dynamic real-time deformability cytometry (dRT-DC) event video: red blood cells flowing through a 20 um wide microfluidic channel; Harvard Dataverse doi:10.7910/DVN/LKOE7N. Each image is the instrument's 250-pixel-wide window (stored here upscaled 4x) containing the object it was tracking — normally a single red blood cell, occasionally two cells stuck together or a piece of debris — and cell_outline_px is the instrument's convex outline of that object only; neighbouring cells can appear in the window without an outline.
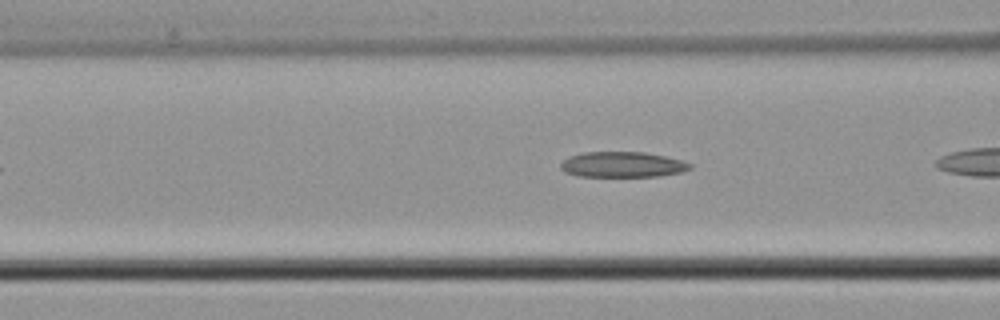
{"species": "common noctule bat (a hibernating species)", "species_latin": "Nyctalus noctula", "temperature_condition": "cold", "stored_images_in_passage": 8, "camera_frame_rate_fps": 3000, "um_per_image_px": 0.085, "animal": {"sex": "male", "body_mass_g": 21.5, "forearm_length_mm": 52.0}, "frame": {"image": 1, "passage_image": 6, "time_ms": 1.667, "image_size_px": [1000, 320], "cell_outline_px": [[692, 168], [680, 172], [660, 176], [576, 176], [564, 172], [560, 168], [560, 164], [568, 156], [584, 152], [644, 152], [664, 156], [680, 160], [692, 164]], "centroid_in_image_um": [52.87, 13.99], "position_along_channel_um": 113.7, "area_um2": 19.19}}